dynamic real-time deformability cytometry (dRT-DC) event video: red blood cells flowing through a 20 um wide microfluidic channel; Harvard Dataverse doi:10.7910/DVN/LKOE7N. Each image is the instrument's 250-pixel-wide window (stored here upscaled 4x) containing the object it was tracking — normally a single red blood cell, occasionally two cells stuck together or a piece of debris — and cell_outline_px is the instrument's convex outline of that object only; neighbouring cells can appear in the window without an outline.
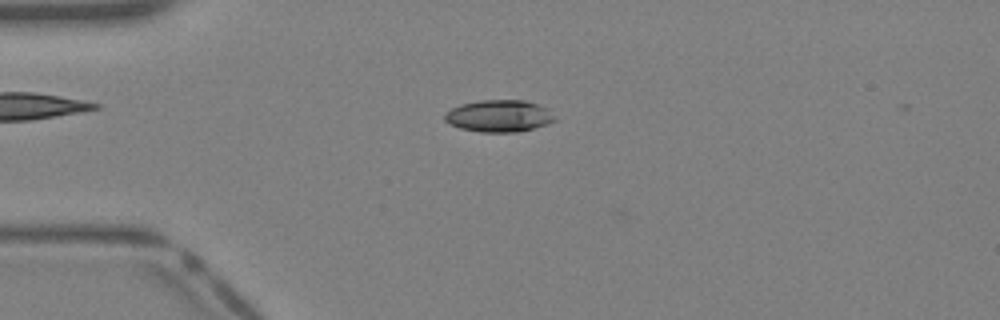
{"species": "Egyptian fruit bat (a non-hibernating species)", "species_latin": "Rousettus aegyptiacus", "temperature_condition": "warm", "stored_images_in_passage": 31, "camera_frame_rate_fps": 3000, "um_per_image_px": 0.085, "animal": {"sex": "female"}, "frame": {"image": 1, "passage_image": 1, "time_ms": 0.0, "image_size_px": [1000, 320], "cell_outline_px": [[556, 120], [548, 124], [516, 132], [480, 132], [460, 128], [444, 120], [444, 112], [460, 104], [480, 100], [524, 100], [548, 108]], "centroid_in_image_um": [42.4, 9.85], "position_along_channel_um": 42.6, "area_um2": 20.46}}
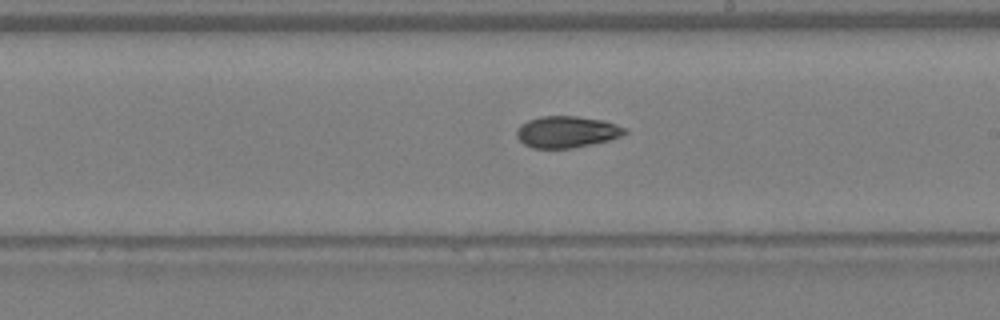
{"frame": {"image": 2, "passage_image": 14, "time_ms": 4.333, "image_size_px": [1000, 320], "cell_outline_px": [[628, 132], [620, 136], [608, 140], [572, 148], [532, 148], [524, 144], [516, 136], [516, 128], [520, 124], [528, 120], [544, 116], [576, 116], [604, 120], [628, 128]], "centroid_in_image_um": [48.17, 11.2], "position_along_channel_um": 240.8, "area_um2": 19.94}}
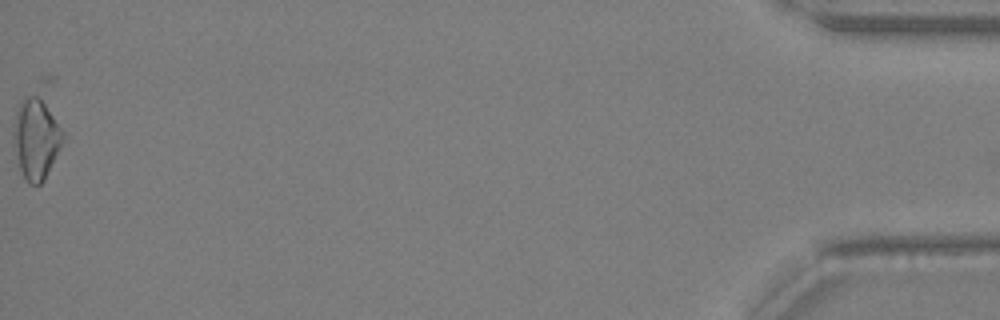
{"frame": {"image": 3, "passage_image": 31, "time_ms": 10.0, "image_size_px": [1000, 320], "cell_outline_px": [[64, 140], [44, 180], [40, 184], [28, 184], [20, 168], [12, 144], [12, 132], [16, 108], [20, 100], [36, 92], [64, 132]], "centroid_in_image_um": [3.02, 11.77], "position_along_channel_um": 432.2, "area_um2": 23.29}}